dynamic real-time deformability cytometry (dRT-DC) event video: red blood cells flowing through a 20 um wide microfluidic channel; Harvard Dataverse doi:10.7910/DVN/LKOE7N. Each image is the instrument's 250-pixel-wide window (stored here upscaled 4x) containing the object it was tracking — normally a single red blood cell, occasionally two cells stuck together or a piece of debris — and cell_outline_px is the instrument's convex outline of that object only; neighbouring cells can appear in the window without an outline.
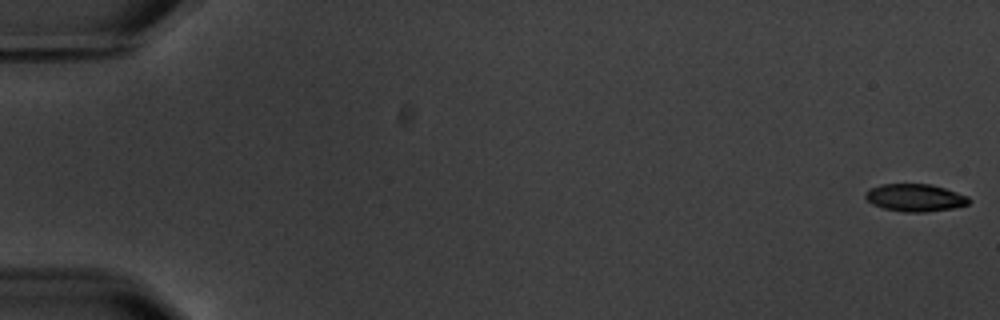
{"species": "common noctule bat (a hibernating species)", "species_latin": "Nyctalus noctula", "temperature_condition": "warm", "stored_images_in_passage": 7, "camera_frame_rate_fps": 3000, "um_per_image_px": 0.085, "animal": {"sex": "male", "body_mass_g": 20.1, "forearm_length_mm": 53.5}, "frame": {"image": 1, "passage_image": 1, "time_ms": 0.0, "image_size_px": [1000, 320], "cell_outline_px": [[972, 200], [968, 204], [952, 208], [924, 212], [904, 212], [884, 208], [872, 204], [864, 196], [864, 192], [868, 188], [880, 184], [928, 184], [944, 188], [968, 196]], "centroid_in_image_um": [77.75, 16.8], "position_along_channel_um": 7.3, "area_um2": 16.59}}
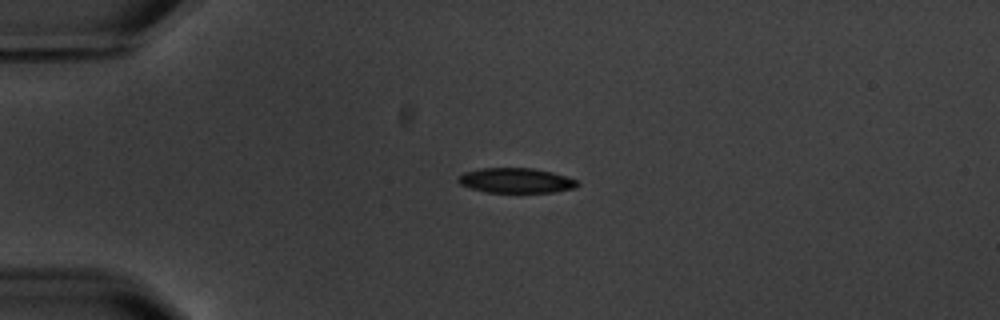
{"frame": {"image": 2, "passage_image": 5, "time_ms": 4.667, "image_size_px": [1000, 320], "cell_outline_px": [[580, 184], [576, 188], [552, 192], [488, 192], [472, 188], [460, 184], [456, 180], [464, 172], [480, 168], [532, 168], [552, 172], [576, 180]], "centroid_in_image_um": [43.86, 15.34], "position_along_channel_um": 41.1, "area_um2": 17.17}}
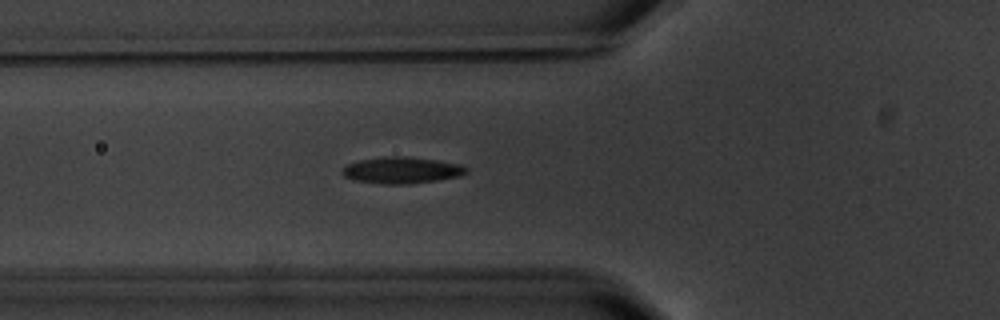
{"frame": {"image": 3, "passage_image": 7, "time_ms": 7.0, "image_size_px": [1000, 320], "cell_outline_px": [[468, 172], [460, 176], [436, 180], [408, 184], [380, 184], [356, 180], [344, 176], [344, 168], [348, 164], [360, 160], [380, 156], [408, 156], [436, 160], [460, 164], [468, 168]], "centroid_in_image_um": [34.18, 14.46], "position_along_channel_um": 91.6, "area_um2": 19.07}}